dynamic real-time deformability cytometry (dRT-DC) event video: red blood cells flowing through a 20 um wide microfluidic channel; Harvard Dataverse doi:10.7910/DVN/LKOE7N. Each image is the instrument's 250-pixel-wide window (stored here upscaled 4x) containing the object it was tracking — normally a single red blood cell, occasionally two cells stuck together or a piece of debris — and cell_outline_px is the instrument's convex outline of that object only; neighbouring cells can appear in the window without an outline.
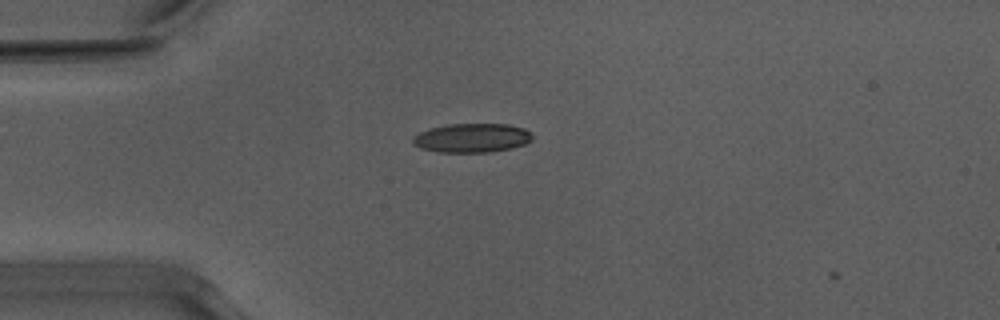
{"species": "Egyptian fruit bat (a non-hibernating species)", "species_latin": "Rousettus aegyptiacus", "temperature_condition": "warm", "stored_images_in_passage": 7, "camera_frame_rate_fps": 3000, "um_per_image_px": 0.085, "animal": {"sex": "male"}, "frame": {"image": 1, "passage_image": 6, "time_ms": 1.667, "image_size_px": [1000, 320], "cell_outline_px": [[532, 140], [524, 144], [512, 148], [488, 152], [436, 152], [420, 148], [412, 144], [412, 136], [420, 132], [432, 128], [448, 124], [508, 124], [524, 128], [532, 136]], "centroid_in_image_um": [40.08, 11.73], "position_along_channel_um": 44.9, "area_um2": 20.23}}